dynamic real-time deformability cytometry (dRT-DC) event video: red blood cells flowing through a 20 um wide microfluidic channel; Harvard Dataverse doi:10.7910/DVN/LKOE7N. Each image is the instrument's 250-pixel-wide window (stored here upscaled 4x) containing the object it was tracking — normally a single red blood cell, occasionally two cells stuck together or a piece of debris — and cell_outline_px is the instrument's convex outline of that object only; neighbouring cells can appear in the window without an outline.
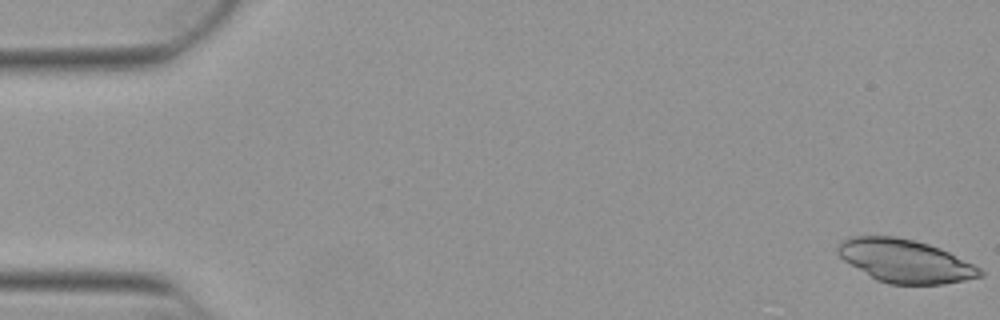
{"species": "Egyptian fruit bat (a non-hibernating species)", "species_latin": "Rousettus aegyptiacus", "temperature_condition": "warm", "stored_images_in_passage": 50, "camera_frame_rate_fps": 3000, "um_per_image_px": 0.085, "animal": {"sex": "female"}, "frame": {"image": 1, "passage_image": 1, "time_ms": 0.0, "image_size_px": [1000, 320], "cell_outline_px": [[984, 276], [944, 284], [888, 284], [876, 280], [844, 260], [836, 252], [836, 248], [840, 240], [848, 236], [896, 236], [928, 244], [940, 248], [980, 268], [984, 272]], "centroid_in_image_um": [76.9, 22.18], "position_along_channel_um": 8.1, "area_um2": 35.66}}